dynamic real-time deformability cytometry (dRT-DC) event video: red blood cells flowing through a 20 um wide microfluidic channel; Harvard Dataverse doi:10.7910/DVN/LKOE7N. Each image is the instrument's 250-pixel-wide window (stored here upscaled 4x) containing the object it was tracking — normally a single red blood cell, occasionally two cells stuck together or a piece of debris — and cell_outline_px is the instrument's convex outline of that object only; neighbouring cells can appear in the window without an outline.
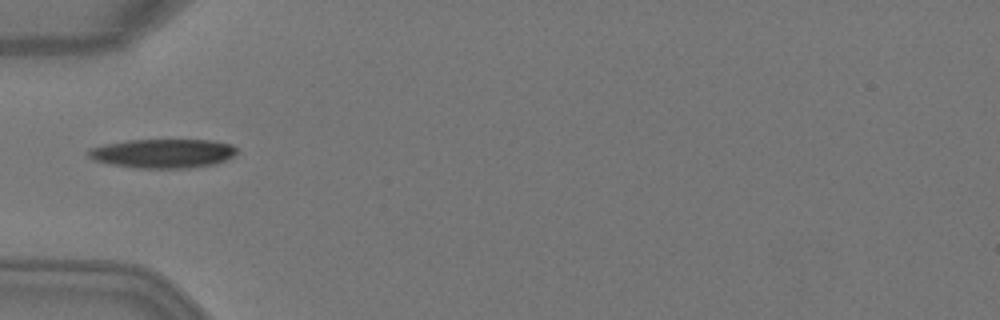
{"species": "Egyptian fruit bat (a non-hibernating species)", "species_latin": "Rousettus aegyptiacus", "temperature_condition": "warm", "stored_images_in_passage": 2, "camera_frame_rate_fps": 3000, "um_per_image_px": 0.085, "animal": {"sex": "female"}, "frame": {"image": 1, "passage_image": 2, "time_ms": 0.333, "image_size_px": [1000, 320], "cell_outline_px": [[236, 156], [212, 164], [188, 168], [136, 168], [112, 164], [92, 160], [88, 156], [88, 148], [104, 144], [128, 140], [212, 140], [232, 144], [236, 148]], "centroid_in_image_um": [13.83, 13.03], "position_along_channel_um": 71.2, "area_um2": 25.2}}